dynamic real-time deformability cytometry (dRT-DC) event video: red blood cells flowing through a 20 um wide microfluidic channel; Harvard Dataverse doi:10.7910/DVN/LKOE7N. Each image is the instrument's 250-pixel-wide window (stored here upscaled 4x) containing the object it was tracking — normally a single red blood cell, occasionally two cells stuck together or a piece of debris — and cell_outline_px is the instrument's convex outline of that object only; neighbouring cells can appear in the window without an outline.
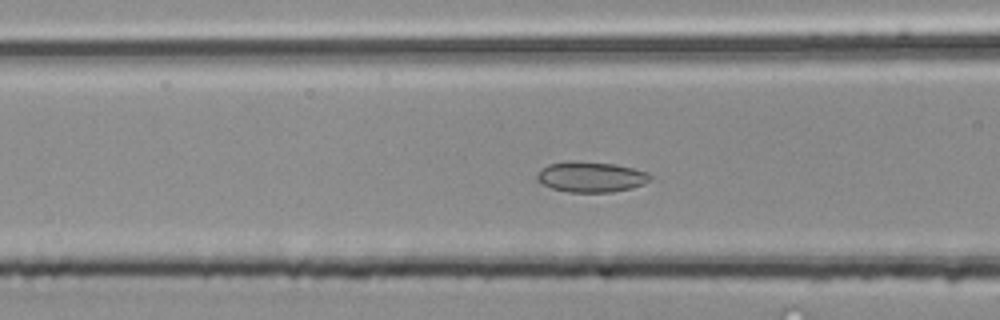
{"species": "common noctule bat (a hibernating species)", "species_latin": "Nyctalus noctula", "temperature_condition": "room temperature", "stored_images_in_passage": 49, "camera_frame_rate_fps": 3000, "um_per_image_px": 0.085, "animal": {"sex": "male", "body_mass_g": 20.4}, "frame": {"image": 1, "passage_image": 18, "time_ms": 5.667, "image_size_px": [1000, 320], "cell_outline_px": [[652, 176], [648, 180], [632, 188], [612, 192], [568, 192], [552, 188], [544, 184], [536, 176], [548, 164], [572, 160], [616, 164], [648, 172]], "centroid_in_image_um": [50.25, 15.03], "position_along_channel_um": 116.4, "area_um2": 19.83}}
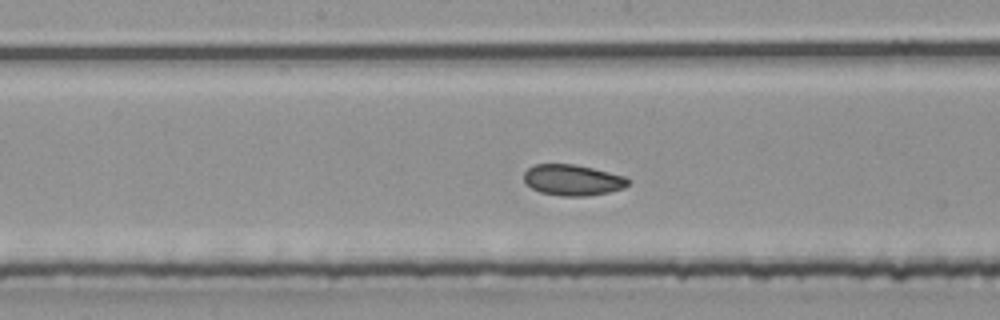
{"frame": {"image": 2, "passage_image": 24, "time_ms": 7.667, "image_size_px": [1000, 320], "cell_outline_px": [[632, 180], [624, 188], [608, 192], [588, 196], [560, 196], [540, 192], [532, 188], [524, 180], [524, 172], [532, 164], [572, 164], [592, 168], [624, 176]], "centroid_in_image_um": [48.67, 15.3], "position_along_channel_um": 199.5, "area_um2": 18.79}}
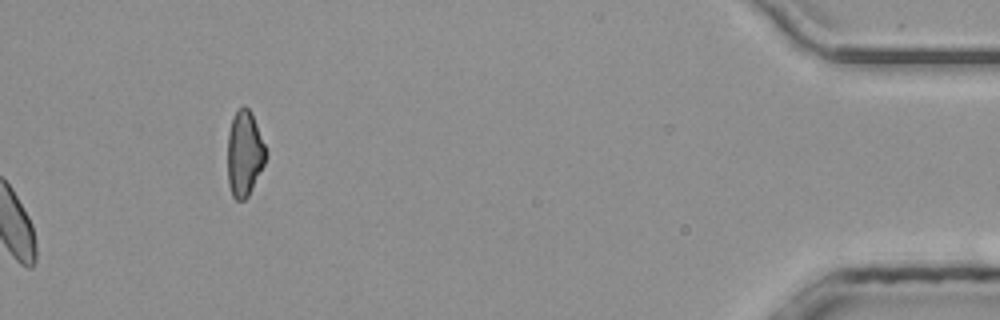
{"frame": {"image": 3, "passage_image": 49, "time_ms": 16.0, "image_size_px": [1000, 320], "cell_outline_px": [[268, 156], [248, 196], [244, 200], [236, 200], [232, 196], [228, 184], [228, 132], [232, 116], [236, 108], [244, 104], [252, 112], [268, 152]], "centroid_in_image_um": [20.78, 12.99], "position_along_channel_um": 414.4, "area_um2": 19.48}, "authors_computed_cell_mechanics": {"area_um2": 18.9584, "velocity_mm_per_s": 4.1481, "shape_relaxation_time_tau1_ms": null, "shape_relaxation_time_tau2_ms": 3.4086, "deformation_change_tau1": null, "deformation_change_tau2": 0.0844}}